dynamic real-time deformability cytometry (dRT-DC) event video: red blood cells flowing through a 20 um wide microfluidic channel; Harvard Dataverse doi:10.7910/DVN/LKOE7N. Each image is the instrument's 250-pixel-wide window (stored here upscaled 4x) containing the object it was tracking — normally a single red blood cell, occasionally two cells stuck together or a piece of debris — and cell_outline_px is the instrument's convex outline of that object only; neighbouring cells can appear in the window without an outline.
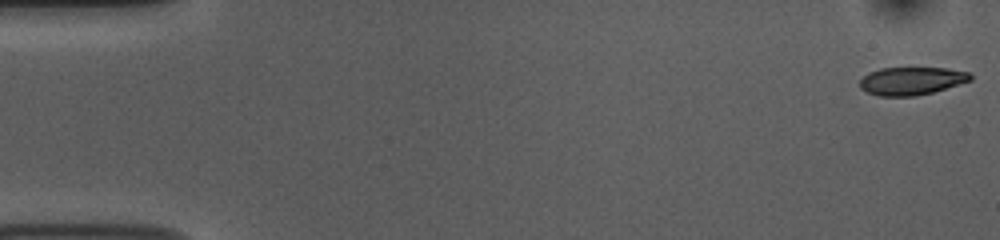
{"species": "common noctule bat (a hibernating species)", "species_latin": "Nyctalus noctula", "temperature_condition": "room temperature", "stored_images_in_passage": 53, "camera_frame_rate_fps": 3000, "um_per_image_px": 0.085, "animal": {"sex": "female", "body_mass_g": 10.0, "forearm_length_mm": 53.1}, "frame": {"image": 1, "passage_image": 1, "time_ms": 0.0, "image_size_px": [1000, 240], "cell_outline_px": [[972, 80], [932, 92], [916, 96], [880, 96], [868, 92], [860, 88], [860, 80], [868, 72], [880, 68], [948, 68], [968, 72], [972, 76]], "centroid_in_image_um": [77.47, 6.87], "position_along_channel_um": 7.5, "area_um2": 17.92}}
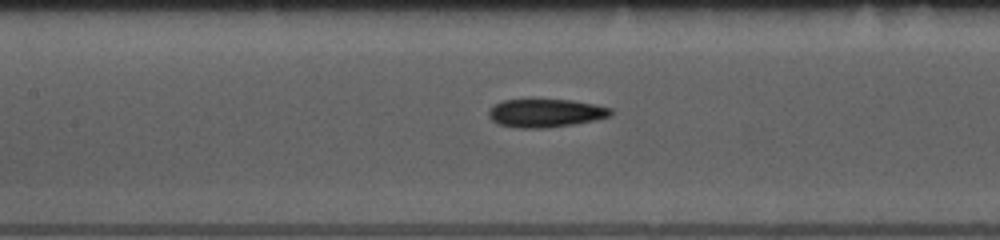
{"frame": {"image": 2, "passage_image": 24, "time_ms": 7.667, "image_size_px": [1000, 240], "cell_outline_px": [[612, 116], [572, 124], [544, 128], [520, 128], [500, 124], [492, 120], [488, 116], [488, 108], [504, 100], [572, 100], [612, 108]], "centroid_in_image_um": [46.36, 9.61], "position_along_channel_um": 161.0, "area_um2": 19.83}}
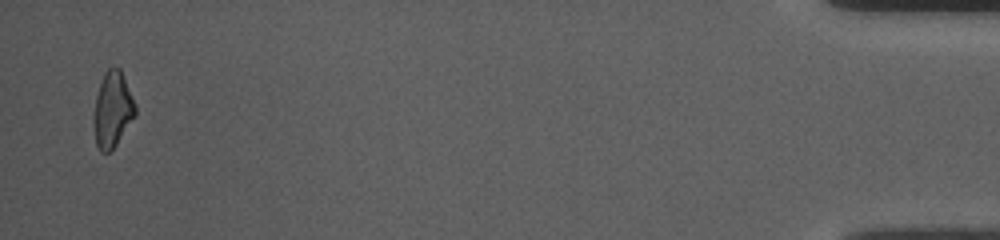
{"frame": {"image": 3, "passage_image": 52, "time_ms": 17.0, "image_size_px": [1000, 240], "cell_outline_px": [[136, 116], [116, 144], [108, 152], [100, 152], [96, 144], [92, 120], [92, 116], [96, 96], [104, 72], [108, 68], [120, 68], [124, 76], [136, 104]], "centroid_in_image_um": [9.56, 9.32], "position_along_channel_um": 425.6, "area_um2": 18.5}, "authors_computed_cell_mechanics": {"area_um2": 19.1318, "velocity_mm_per_s": 3.7645, "shape_relaxation_time_tau1_ms": 6.5252, "shape_relaxation_time_tau2_ms": 6.5516, "deformation_change_tau1": 0.1812, "deformation_change_tau2": 0.1611}}